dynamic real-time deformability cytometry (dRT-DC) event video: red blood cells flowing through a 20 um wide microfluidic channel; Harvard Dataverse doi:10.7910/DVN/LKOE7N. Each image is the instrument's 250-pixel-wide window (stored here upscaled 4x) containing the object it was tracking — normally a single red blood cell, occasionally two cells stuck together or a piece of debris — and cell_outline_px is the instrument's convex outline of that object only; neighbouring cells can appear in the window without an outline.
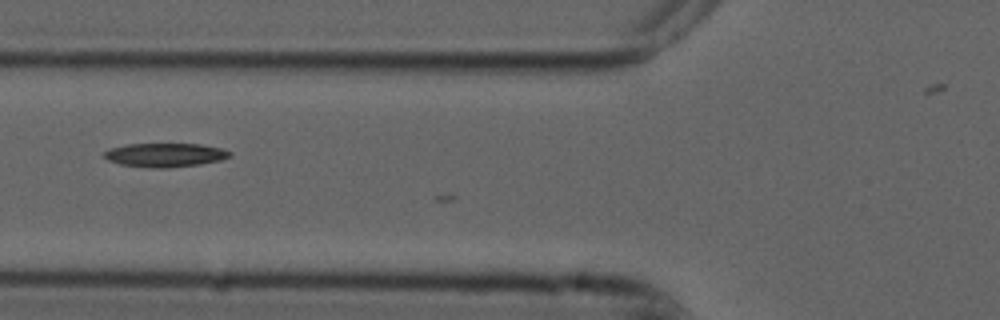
{"species": "common noctule bat (a hibernating species)", "species_latin": "Nyctalus noctula", "temperature_condition": "cold", "stored_images_in_passage": 3, "camera_frame_rate_fps": 3000, "um_per_image_px": 0.085, "animal": {"sex": "male", "forearm_length_mm": 52.5}, "frame": {"image": 1, "passage_image": 2, "time_ms": 0.333, "image_size_px": [1000, 320], "cell_outline_px": [[232, 156], [220, 160], [200, 164], [168, 168], [152, 168], [120, 164], [108, 160], [104, 156], [104, 152], [112, 148], [128, 144], [200, 144], [224, 148], [232, 152]], "centroid_in_image_um": [14.09, 13.17], "position_along_channel_um": 111.7, "area_um2": 17.46}}